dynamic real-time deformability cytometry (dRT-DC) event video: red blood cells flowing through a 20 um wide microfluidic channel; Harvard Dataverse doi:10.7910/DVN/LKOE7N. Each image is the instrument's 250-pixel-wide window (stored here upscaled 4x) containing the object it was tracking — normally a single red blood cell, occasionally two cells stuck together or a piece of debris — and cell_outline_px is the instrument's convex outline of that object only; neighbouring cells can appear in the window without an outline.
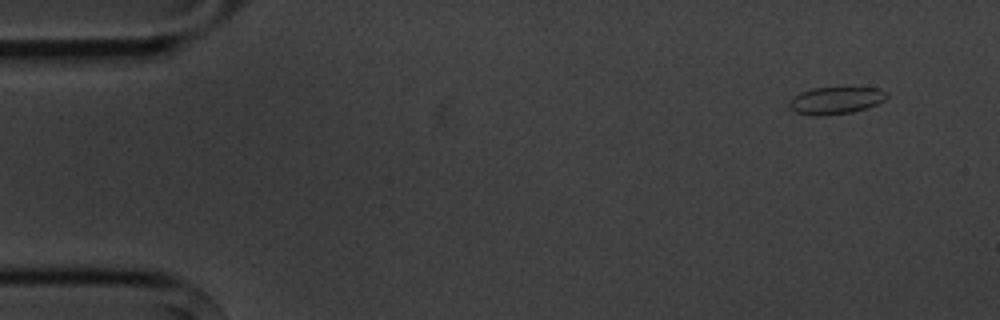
{"species": "common noctule bat (a hibernating species)", "species_latin": "Nyctalus noctula", "temperature_condition": "cold", "stored_images_in_passage": 6, "camera_frame_rate_fps": 3000, "um_per_image_px": 0.085, "animal": {"sex": "male", "body_mass_g": 20.1, "forearm_length_mm": 53.5}, "frame": {"image": 1, "passage_image": 1, "time_ms": 0.0, "image_size_px": [1000, 320], "cell_outline_px": [[888, 96], [884, 100], [868, 108], [852, 112], [820, 116], [812, 116], [796, 112], [788, 108], [788, 104], [792, 96], [800, 92], [812, 88], [848, 84], [880, 88], [888, 92]], "centroid_in_image_um": [71.07, 8.47], "position_along_channel_um": 13.9, "area_um2": 16.59}}
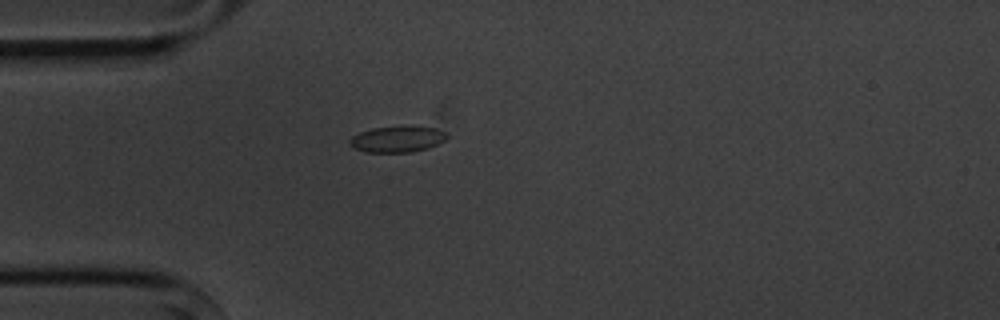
{"frame": {"image": 2, "passage_image": 4, "time_ms": 3.667, "image_size_px": [1000, 320], "cell_outline_px": [[448, 136], [444, 140], [428, 148], [412, 152], [364, 152], [352, 148], [348, 144], [348, 140], [352, 136], [360, 132], [372, 128], [436, 128], [448, 132]], "centroid_in_image_um": [33.72, 11.86], "position_along_channel_um": 51.3, "area_um2": 14.45}}
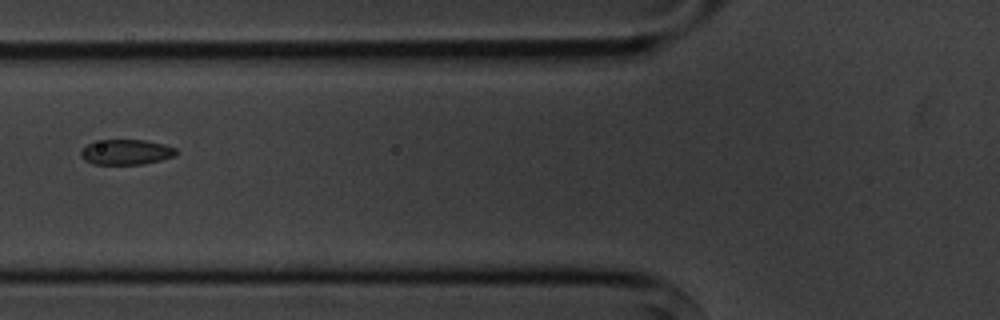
{"frame": {"image": 3, "passage_image": 6, "time_ms": 5.667, "image_size_px": [1000, 320], "cell_outline_px": [[176, 156], [144, 164], [92, 164], [84, 160], [80, 156], [80, 152], [88, 144], [104, 140], [144, 140], [164, 144], [176, 148]], "centroid_in_image_um": [10.74, 12.93], "position_along_channel_um": 115.1, "area_um2": 13.93}}